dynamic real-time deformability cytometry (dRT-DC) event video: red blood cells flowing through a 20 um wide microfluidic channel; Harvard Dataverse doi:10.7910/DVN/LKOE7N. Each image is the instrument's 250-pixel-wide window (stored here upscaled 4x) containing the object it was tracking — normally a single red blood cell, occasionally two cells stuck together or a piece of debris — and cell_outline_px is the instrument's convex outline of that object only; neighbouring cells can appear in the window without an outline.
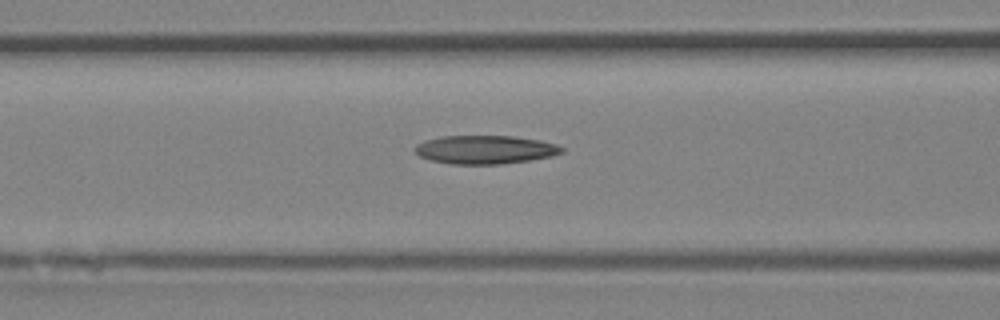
{"species": "Egyptian fruit bat (a non-hibernating species)", "species_latin": "Rousettus aegyptiacus", "temperature_condition": "room temperature", "stored_images_in_passage": 6, "camera_frame_rate_fps": 3000, "um_per_image_px": 0.085, "animal": {"sex": "female"}, "frame": {"image": 1, "passage_image": 5, "time_ms": 1.333, "image_size_px": [1000, 320], "cell_outline_px": [[564, 152], [552, 156], [528, 160], [500, 164], [452, 164], [432, 160], [420, 156], [412, 148], [416, 144], [424, 140], [440, 136], [512, 136], [540, 140], [556, 144], [564, 148]], "centroid_in_image_um": [41.22, 12.71], "position_along_channel_um": 125.4, "area_um2": 24.39}}